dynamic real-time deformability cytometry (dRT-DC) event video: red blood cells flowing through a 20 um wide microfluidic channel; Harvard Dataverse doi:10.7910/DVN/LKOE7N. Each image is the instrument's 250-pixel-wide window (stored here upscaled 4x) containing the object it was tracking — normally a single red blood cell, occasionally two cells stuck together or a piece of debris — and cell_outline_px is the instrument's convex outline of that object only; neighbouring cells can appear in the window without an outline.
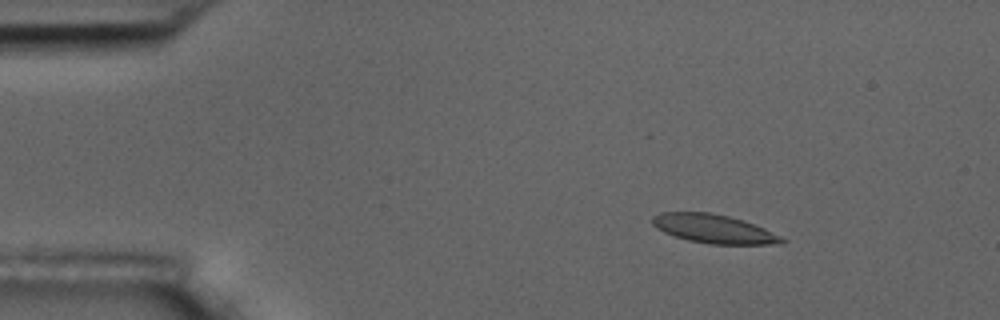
{"species": "common noctule bat (a hibernating species)", "species_latin": "Nyctalus noctula", "temperature_condition": "room temperature", "stored_images_in_passage": 5, "camera_frame_rate_fps": 3000, "um_per_image_px": 0.085, "animal": {"sex": "male", "body_mass_g": 17.5, "forearm_length_mm": 52.3}, "frame": {"image": 1, "passage_image": 2, "time_ms": 1.333, "image_size_px": [1000, 320], "cell_outline_px": [[788, 240], [784, 244], [708, 244], [688, 240], [664, 232], [656, 228], [652, 224], [652, 216], [660, 212], [712, 212], [744, 220], [764, 228]], "centroid_in_image_um": [60.68, 19.45], "position_along_channel_um": 24.3, "area_um2": 21.79}}
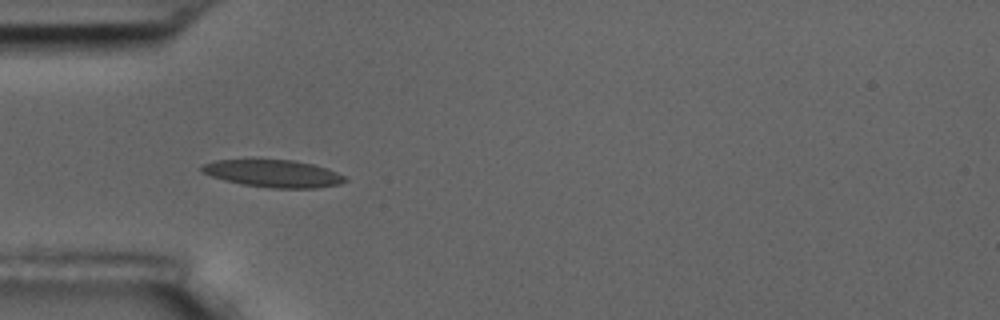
{"frame": {"image": 2, "passage_image": 4, "time_ms": 4.333, "image_size_px": [1000, 320], "cell_outline_px": [[348, 180], [340, 184], [316, 188], [272, 188], [240, 184], [224, 180], [200, 172], [200, 168], [204, 164], [216, 160], [292, 160], [312, 164], [328, 168], [344, 176]], "centroid_in_image_um": [23.24, 14.76], "position_along_channel_um": 61.8, "area_um2": 22.77}}